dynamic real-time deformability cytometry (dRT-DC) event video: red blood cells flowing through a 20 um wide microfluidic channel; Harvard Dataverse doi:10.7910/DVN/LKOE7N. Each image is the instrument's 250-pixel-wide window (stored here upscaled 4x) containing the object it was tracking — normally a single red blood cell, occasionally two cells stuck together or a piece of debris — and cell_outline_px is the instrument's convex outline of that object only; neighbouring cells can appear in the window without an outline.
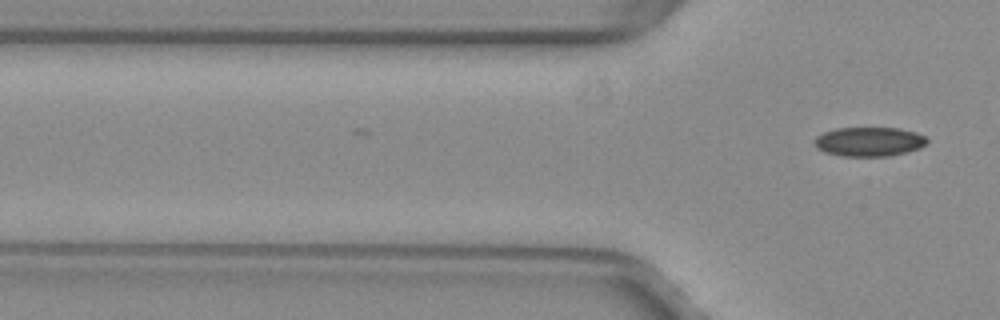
{"species": "common noctule bat (a hibernating species)", "species_latin": "Nyctalus noctula", "temperature_condition": "warm", "stored_images_in_passage": 8, "camera_frame_rate_fps": 3000, "um_per_image_px": 0.085, "animal": {"sex": "female", "body_mass_g": 29.2, "forearm_length_mm": 56.3}, "frame": {"image": 1, "passage_image": 8, "time_ms": 2.333, "image_size_px": [1000, 320], "cell_outline_px": [[928, 140], [920, 148], [888, 156], [844, 156], [824, 152], [816, 148], [812, 140], [816, 136], [824, 132], [836, 128], [900, 128], [916, 132], [924, 136]], "centroid_in_image_um": [73.83, 12.03], "position_along_channel_um": 52.0, "area_um2": 19.19}}